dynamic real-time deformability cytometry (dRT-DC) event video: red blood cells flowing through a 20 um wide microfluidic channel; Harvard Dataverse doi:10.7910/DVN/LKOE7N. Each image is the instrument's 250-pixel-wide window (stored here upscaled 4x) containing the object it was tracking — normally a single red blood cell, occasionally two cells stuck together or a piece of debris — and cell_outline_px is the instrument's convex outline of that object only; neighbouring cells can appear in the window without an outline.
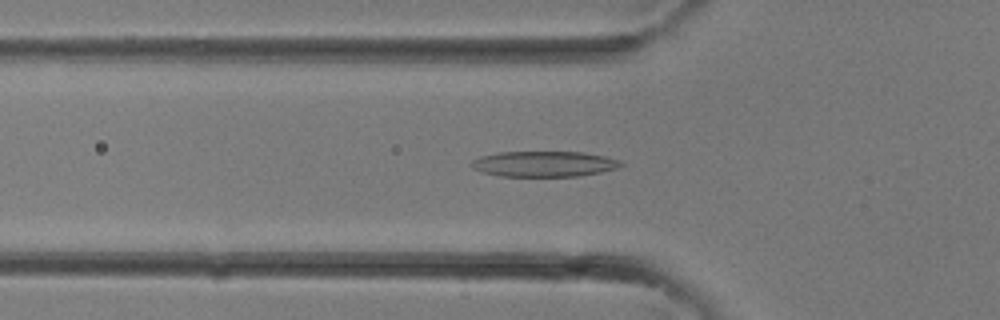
{"species": "common noctule bat (a hibernating species)", "species_latin": "Nyctalus noctula", "temperature_condition": "room temperature", "stored_images_in_passage": 21, "camera_frame_rate_fps": 3000, "um_per_image_px": 0.085, "animal": {"sex": "female"}, "frame": {"image": 1, "passage_image": 3, "time_ms": 0.667, "image_size_px": [1000, 320], "cell_outline_px": [[624, 164], [616, 168], [600, 172], [576, 176], [500, 176], [484, 172], [472, 168], [472, 160], [480, 156], [500, 152], [584, 152], [604, 156], [620, 160]], "centroid_in_image_um": [46.25, 13.93], "position_along_channel_um": 79.6, "area_um2": 22.08}}
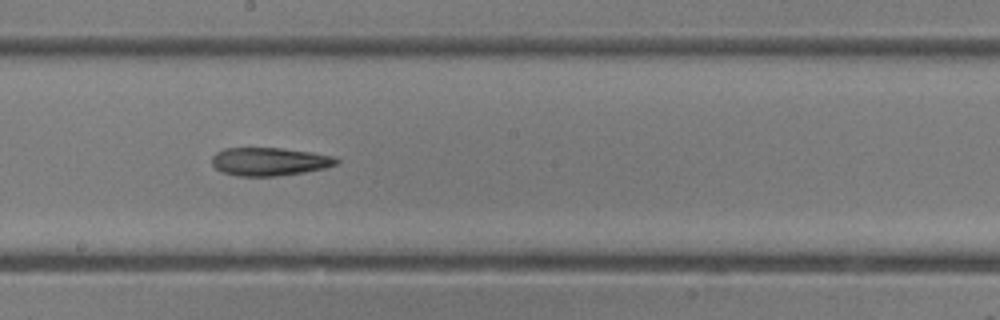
{"frame": {"image": 2, "passage_image": 10, "time_ms": 3.0, "image_size_px": [1000, 320], "cell_outline_px": [[340, 160], [336, 164], [328, 168], [304, 172], [276, 176], [236, 176], [220, 172], [212, 164], [212, 156], [216, 152], [224, 148], [280, 148], [312, 152], [336, 156]], "centroid_in_image_um": [22.92, 13.73], "position_along_channel_um": 225.3, "area_um2": 20.69}}
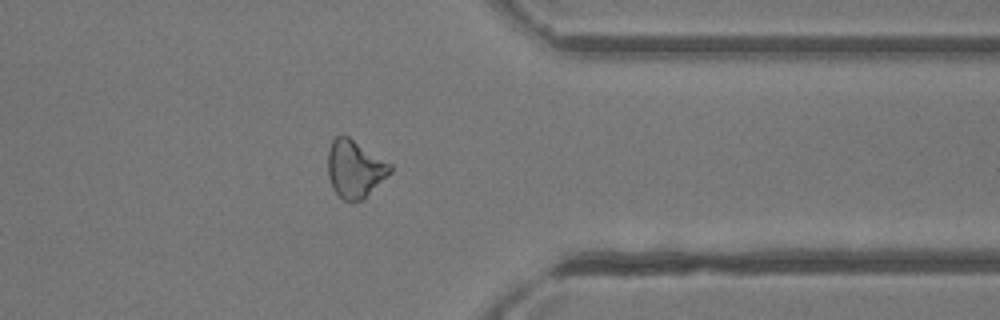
{"frame": {"image": 3, "passage_image": 18, "time_ms": 5.667, "image_size_px": [1000, 320], "cell_outline_px": [[392, 172], [360, 200], [344, 200], [332, 188], [328, 176], [328, 152], [332, 140], [340, 132], [348, 136], [392, 164]], "centroid_in_image_um": [30.14, 14.3], "position_along_channel_um": 381.3, "area_um2": 20.69}}